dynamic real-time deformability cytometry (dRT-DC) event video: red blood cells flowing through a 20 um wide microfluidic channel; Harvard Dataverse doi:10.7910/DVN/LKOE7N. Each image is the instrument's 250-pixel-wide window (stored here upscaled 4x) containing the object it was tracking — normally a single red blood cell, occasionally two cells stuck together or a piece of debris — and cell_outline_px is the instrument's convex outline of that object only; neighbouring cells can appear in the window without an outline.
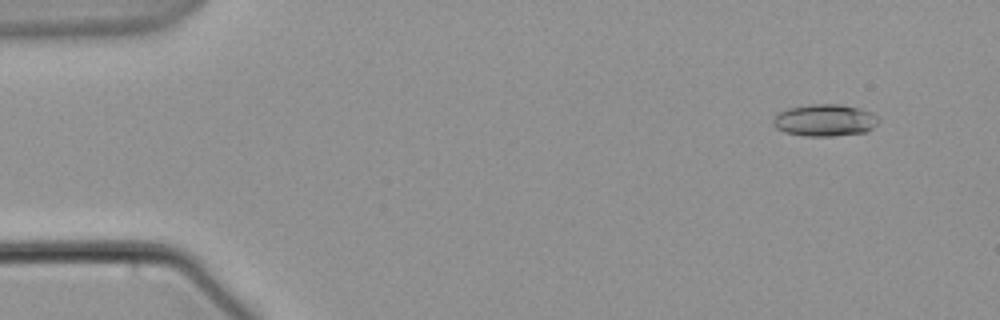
{"species": "common noctule bat (a hibernating species)", "species_latin": "Nyctalus noctula", "temperature_condition": "warm", "stored_images_in_passage": 8, "camera_frame_rate_fps": 3000, "um_per_image_px": 0.085, "animal": {"sex": "male", "body_mass_g": 21.5, "forearm_length_mm": 52.0}, "frame": {"image": 1, "passage_image": 2, "time_ms": 1.0, "image_size_px": [1000, 320], "cell_outline_px": [[880, 120], [872, 128], [864, 132], [832, 136], [804, 136], [784, 132], [776, 128], [772, 124], [772, 120], [780, 112], [788, 108], [808, 104], [840, 104], [860, 108], [872, 112]], "centroid_in_image_um": [70.1, 10.21], "position_along_channel_um": 14.9, "area_um2": 19.71}}
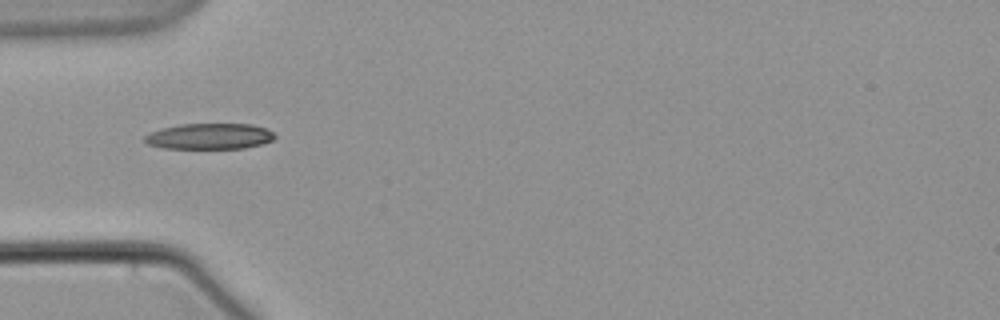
{"frame": {"image": 2, "passage_image": 6, "time_ms": 6.0, "image_size_px": [1000, 320], "cell_outline_px": [[276, 136], [272, 140], [260, 144], [244, 148], [164, 148], [148, 144], [144, 140], [144, 136], [152, 132], [164, 128], [180, 124], [252, 124], [264, 128], [272, 132]], "centroid_in_image_um": [17.81, 11.58], "position_along_channel_um": 67.2, "area_um2": 19.31}}
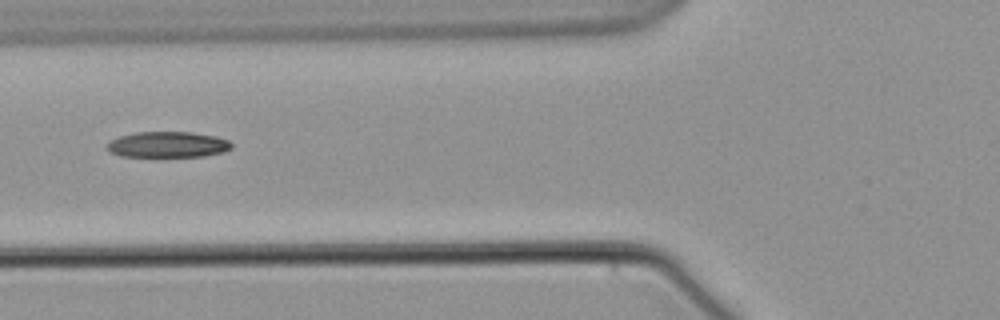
{"frame": {"image": 3, "passage_image": 7, "time_ms": 7.333, "image_size_px": [1000, 320], "cell_outline_px": [[232, 148], [224, 152], [204, 156], [156, 160], [120, 156], [108, 152], [104, 148], [112, 140], [120, 136], [136, 132], [192, 132], [216, 136], [228, 140], [232, 144]], "centroid_in_image_um": [14.22, 12.35], "position_along_channel_um": 111.6, "area_um2": 20.0}}